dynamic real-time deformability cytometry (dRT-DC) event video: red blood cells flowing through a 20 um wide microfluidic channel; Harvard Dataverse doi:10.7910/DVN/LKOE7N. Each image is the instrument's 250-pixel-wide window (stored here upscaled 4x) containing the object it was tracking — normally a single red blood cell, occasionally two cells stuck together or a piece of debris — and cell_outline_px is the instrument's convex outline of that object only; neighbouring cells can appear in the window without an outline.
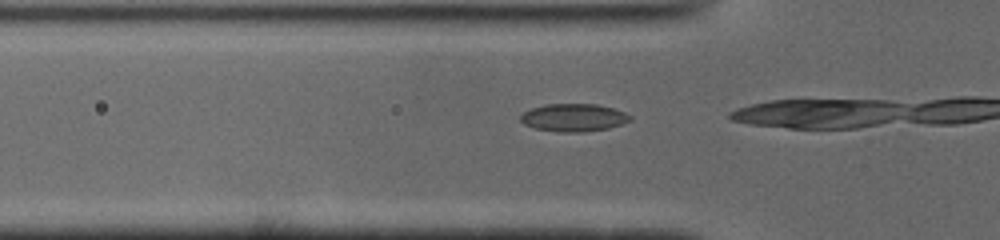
{"species": "common noctule bat (a hibernating species)", "species_latin": "Nyctalus noctula", "temperature_condition": "cold", "stored_images_in_passage": 13, "camera_frame_rate_fps": 3000, "um_per_image_px": 0.085, "animal": {"sex": "male", "body_mass_g": 19.0, "forearm_length_mm": 50.8}, "frame": {"image": 1, "passage_image": 12, "time_ms": 3.667, "image_size_px": [1000, 240], "cell_outline_px": [[632, 120], [608, 128], [584, 132], [560, 132], [536, 128], [524, 124], [520, 120], [520, 116], [524, 112], [532, 108], [544, 104], [596, 104], [612, 108], [624, 112], [632, 116]], "centroid_in_image_um": [48.76, 9.99], "position_along_channel_um": 77.0, "area_um2": 17.63}}